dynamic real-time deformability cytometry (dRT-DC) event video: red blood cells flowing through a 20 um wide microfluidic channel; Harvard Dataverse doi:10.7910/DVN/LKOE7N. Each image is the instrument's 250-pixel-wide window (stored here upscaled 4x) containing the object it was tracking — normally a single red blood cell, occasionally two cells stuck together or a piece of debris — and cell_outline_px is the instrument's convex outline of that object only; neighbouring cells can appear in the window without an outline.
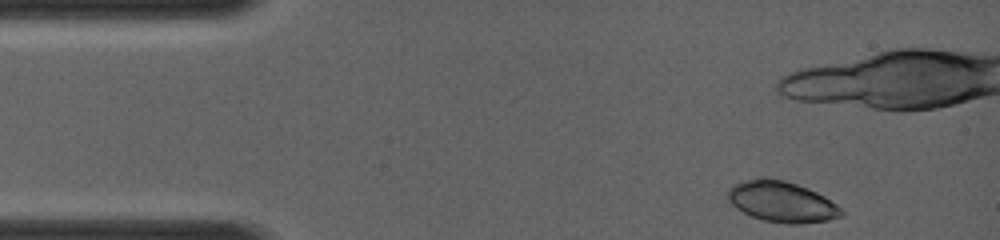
{"species": "common noctule bat (a hibernating species)", "species_latin": "Nyctalus noctula", "temperature_condition": "room temperature", "stored_images_in_passage": 10, "camera_frame_rate_fps": 4000, "um_per_image_px": 0.085, "animal": {"sex": "female", "body_mass_g": 19.0, "forearm_length_mm": 56.7}, "frame": {"image": 1, "passage_image": 1, "time_ms": 0.0, "image_size_px": [1000, 240], "cell_outline_px": [[844, 216], [828, 220], [800, 224], [788, 224], [764, 220], [752, 216], [736, 208], [728, 200], [728, 188], [732, 184], [756, 176], [764, 176], [784, 180], [808, 188], [824, 196], [836, 204], [844, 212]], "centroid_in_image_um": [66.43, 17.12], "position_along_channel_um": 18.6, "area_um2": 27.28}}